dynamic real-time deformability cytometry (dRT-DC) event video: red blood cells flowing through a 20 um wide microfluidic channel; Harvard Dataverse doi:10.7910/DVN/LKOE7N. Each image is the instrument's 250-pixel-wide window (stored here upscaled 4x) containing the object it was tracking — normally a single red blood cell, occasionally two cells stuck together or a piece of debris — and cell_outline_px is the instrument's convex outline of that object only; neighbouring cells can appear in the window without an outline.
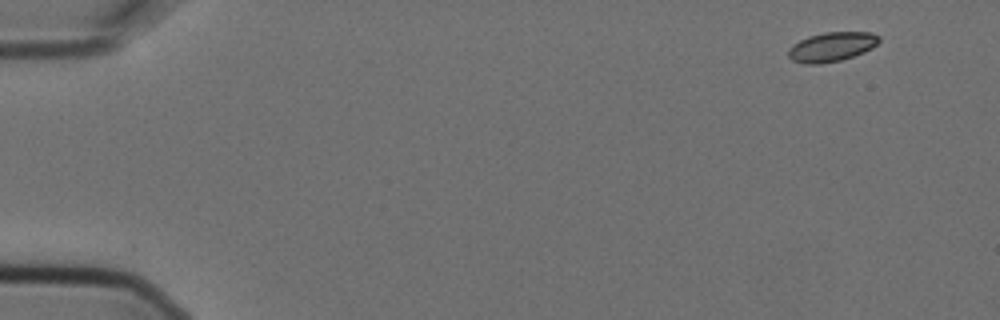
{"species": "Egyptian fruit bat (a non-hibernating species)", "species_latin": "Rousettus aegyptiacus", "temperature_condition": "cold", "stored_images_in_passage": 6, "camera_frame_rate_fps": 3000, "um_per_image_px": 0.085, "animal": {"sex": "female"}, "frame": {"image": 1, "passage_image": 1, "time_ms": 0.0, "image_size_px": [1000, 320], "cell_outline_px": [[880, 40], [872, 48], [864, 52], [840, 60], [820, 64], [804, 64], [792, 60], [788, 56], [788, 48], [792, 44], [808, 36], [824, 32], [872, 32], [880, 36]], "centroid_in_image_um": [70.67, 3.97], "position_along_channel_um": 14.3, "area_um2": 15.61}}
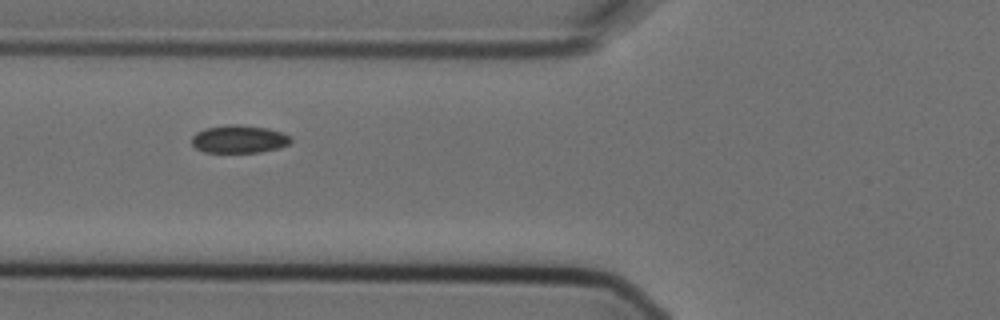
{"frame": {"image": 2, "passage_image": 6, "time_ms": 1.667, "image_size_px": [1000, 320], "cell_outline_px": [[292, 140], [288, 144], [280, 148], [260, 152], [204, 152], [196, 148], [192, 144], [192, 136], [196, 132], [204, 128], [228, 124], [236, 124], [268, 128], [292, 136]], "centroid_in_image_um": [20.32, 11.82], "position_along_channel_um": 105.5, "area_um2": 16.18}}